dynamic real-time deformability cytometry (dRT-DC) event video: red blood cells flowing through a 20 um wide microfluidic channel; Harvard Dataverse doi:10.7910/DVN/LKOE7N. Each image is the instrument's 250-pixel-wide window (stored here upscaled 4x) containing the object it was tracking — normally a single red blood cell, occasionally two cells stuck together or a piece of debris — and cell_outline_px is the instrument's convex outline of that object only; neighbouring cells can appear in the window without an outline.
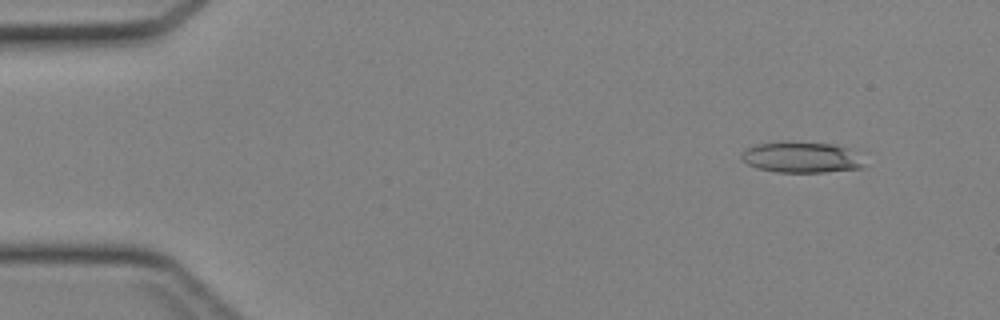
{"species": "Egyptian fruit bat (a non-hibernating species)", "species_latin": "Rousettus aegyptiacus", "temperature_condition": "cold", "stored_images_in_passage": 44, "camera_frame_rate_fps": 3000, "um_per_image_px": 0.085, "animal": {"sex": "female"}, "frame": {"image": 1, "passage_image": 4, "time_ms": 1.0, "image_size_px": [1000, 320], "cell_outline_px": [[868, 164], [864, 168], [824, 172], [776, 172], [756, 168], [748, 164], [740, 156], [748, 148], [756, 144], [784, 140], [792, 140], [836, 144], [848, 148]], "centroid_in_image_um": [68.15, 13.35], "position_along_channel_um": 16.8, "area_um2": 22.6}}
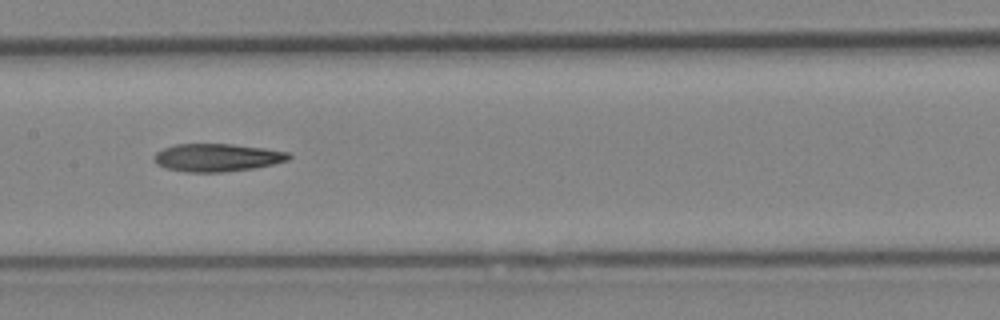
{"frame": {"image": 2, "passage_image": 22, "time_ms": 7.0, "image_size_px": [1000, 320], "cell_outline_px": [[292, 156], [288, 160], [272, 164], [252, 168], [224, 172], [184, 172], [164, 168], [156, 164], [152, 156], [156, 152], [164, 148], [176, 144], [232, 144], [264, 148], [288, 152]], "centroid_in_image_um": [18.4, 13.39], "position_along_channel_um": 189.0, "area_um2": 21.91}}
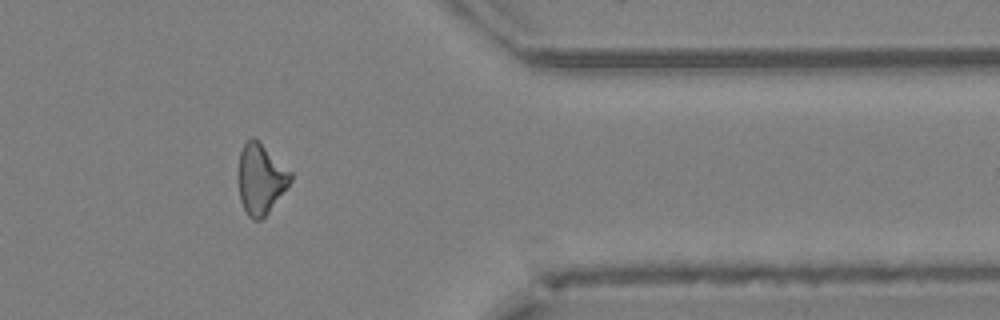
{"frame": {"image": 3, "passage_image": 36, "time_ms": 11.667, "image_size_px": [1000, 320], "cell_outline_px": [[292, 180], [268, 212], [260, 220], [252, 220], [248, 216], [240, 200], [240, 152], [244, 144], [252, 136], [292, 172]], "centroid_in_image_um": [22.18, 15.23], "position_along_channel_um": 389.2, "area_um2": 20.63}}